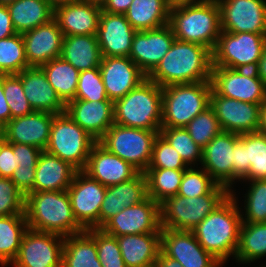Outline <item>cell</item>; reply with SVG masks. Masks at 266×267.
I'll list each match as a JSON object with an SVG mask.
<instances>
[{
    "label": "cell",
    "mask_w": 266,
    "mask_h": 267,
    "mask_svg": "<svg viewBox=\"0 0 266 267\" xmlns=\"http://www.w3.org/2000/svg\"><path fill=\"white\" fill-rule=\"evenodd\" d=\"M53 9L63 4H69L77 0H45Z\"/></svg>",
    "instance_id": "cell-60"
},
{
    "label": "cell",
    "mask_w": 266,
    "mask_h": 267,
    "mask_svg": "<svg viewBox=\"0 0 266 267\" xmlns=\"http://www.w3.org/2000/svg\"><path fill=\"white\" fill-rule=\"evenodd\" d=\"M230 194H204L182 197L178 194L160 204L161 228L192 231L213 212Z\"/></svg>",
    "instance_id": "cell-10"
},
{
    "label": "cell",
    "mask_w": 266,
    "mask_h": 267,
    "mask_svg": "<svg viewBox=\"0 0 266 267\" xmlns=\"http://www.w3.org/2000/svg\"><path fill=\"white\" fill-rule=\"evenodd\" d=\"M117 238L126 267H152L161 252V230L156 233L128 234Z\"/></svg>",
    "instance_id": "cell-30"
},
{
    "label": "cell",
    "mask_w": 266,
    "mask_h": 267,
    "mask_svg": "<svg viewBox=\"0 0 266 267\" xmlns=\"http://www.w3.org/2000/svg\"><path fill=\"white\" fill-rule=\"evenodd\" d=\"M239 138L247 146L249 162V172L240 182L266 179V135L253 132L240 134Z\"/></svg>",
    "instance_id": "cell-40"
},
{
    "label": "cell",
    "mask_w": 266,
    "mask_h": 267,
    "mask_svg": "<svg viewBox=\"0 0 266 267\" xmlns=\"http://www.w3.org/2000/svg\"><path fill=\"white\" fill-rule=\"evenodd\" d=\"M75 99L88 101H111L105 91L99 68L79 73Z\"/></svg>",
    "instance_id": "cell-47"
},
{
    "label": "cell",
    "mask_w": 266,
    "mask_h": 267,
    "mask_svg": "<svg viewBox=\"0 0 266 267\" xmlns=\"http://www.w3.org/2000/svg\"><path fill=\"white\" fill-rule=\"evenodd\" d=\"M211 90L210 81L162 87L161 128L185 127L210 107Z\"/></svg>",
    "instance_id": "cell-6"
},
{
    "label": "cell",
    "mask_w": 266,
    "mask_h": 267,
    "mask_svg": "<svg viewBox=\"0 0 266 267\" xmlns=\"http://www.w3.org/2000/svg\"><path fill=\"white\" fill-rule=\"evenodd\" d=\"M28 67L22 34L0 39V75L18 74Z\"/></svg>",
    "instance_id": "cell-41"
},
{
    "label": "cell",
    "mask_w": 266,
    "mask_h": 267,
    "mask_svg": "<svg viewBox=\"0 0 266 267\" xmlns=\"http://www.w3.org/2000/svg\"><path fill=\"white\" fill-rule=\"evenodd\" d=\"M258 132L266 135V101L260 107Z\"/></svg>",
    "instance_id": "cell-59"
},
{
    "label": "cell",
    "mask_w": 266,
    "mask_h": 267,
    "mask_svg": "<svg viewBox=\"0 0 266 267\" xmlns=\"http://www.w3.org/2000/svg\"><path fill=\"white\" fill-rule=\"evenodd\" d=\"M159 132L114 123L98 142L109 152L144 173L150 164L154 142Z\"/></svg>",
    "instance_id": "cell-8"
},
{
    "label": "cell",
    "mask_w": 266,
    "mask_h": 267,
    "mask_svg": "<svg viewBox=\"0 0 266 267\" xmlns=\"http://www.w3.org/2000/svg\"><path fill=\"white\" fill-rule=\"evenodd\" d=\"M99 70L108 99L113 103L147 78L129 57H102Z\"/></svg>",
    "instance_id": "cell-20"
},
{
    "label": "cell",
    "mask_w": 266,
    "mask_h": 267,
    "mask_svg": "<svg viewBox=\"0 0 266 267\" xmlns=\"http://www.w3.org/2000/svg\"><path fill=\"white\" fill-rule=\"evenodd\" d=\"M161 251L183 267H222L197 241L192 231L161 228Z\"/></svg>",
    "instance_id": "cell-17"
},
{
    "label": "cell",
    "mask_w": 266,
    "mask_h": 267,
    "mask_svg": "<svg viewBox=\"0 0 266 267\" xmlns=\"http://www.w3.org/2000/svg\"><path fill=\"white\" fill-rule=\"evenodd\" d=\"M28 224L25 214L0 216V265L9 266L17 257Z\"/></svg>",
    "instance_id": "cell-35"
},
{
    "label": "cell",
    "mask_w": 266,
    "mask_h": 267,
    "mask_svg": "<svg viewBox=\"0 0 266 267\" xmlns=\"http://www.w3.org/2000/svg\"><path fill=\"white\" fill-rule=\"evenodd\" d=\"M17 33L34 29L53 19L54 9L45 0H16L6 5Z\"/></svg>",
    "instance_id": "cell-33"
},
{
    "label": "cell",
    "mask_w": 266,
    "mask_h": 267,
    "mask_svg": "<svg viewBox=\"0 0 266 267\" xmlns=\"http://www.w3.org/2000/svg\"><path fill=\"white\" fill-rule=\"evenodd\" d=\"M3 90L10 107L11 119L33 112L23 92L21 78L17 74L3 75Z\"/></svg>",
    "instance_id": "cell-46"
},
{
    "label": "cell",
    "mask_w": 266,
    "mask_h": 267,
    "mask_svg": "<svg viewBox=\"0 0 266 267\" xmlns=\"http://www.w3.org/2000/svg\"><path fill=\"white\" fill-rule=\"evenodd\" d=\"M255 70L257 72V75L266 84V44L264 47L263 55L259 60L257 68Z\"/></svg>",
    "instance_id": "cell-58"
},
{
    "label": "cell",
    "mask_w": 266,
    "mask_h": 267,
    "mask_svg": "<svg viewBox=\"0 0 266 267\" xmlns=\"http://www.w3.org/2000/svg\"><path fill=\"white\" fill-rule=\"evenodd\" d=\"M234 188L231 194L193 230L199 244L223 266L229 257L235 256L240 226L241 207Z\"/></svg>",
    "instance_id": "cell-1"
},
{
    "label": "cell",
    "mask_w": 266,
    "mask_h": 267,
    "mask_svg": "<svg viewBox=\"0 0 266 267\" xmlns=\"http://www.w3.org/2000/svg\"><path fill=\"white\" fill-rule=\"evenodd\" d=\"M173 3L177 1H190V0H171Z\"/></svg>",
    "instance_id": "cell-64"
},
{
    "label": "cell",
    "mask_w": 266,
    "mask_h": 267,
    "mask_svg": "<svg viewBox=\"0 0 266 267\" xmlns=\"http://www.w3.org/2000/svg\"><path fill=\"white\" fill-rule=\"evenodd\" d=\"M176 149L183 161L191 167L202 163V148L189 135L185 127L161 128L159 132Z\"/></svg>",
    "instance_id": "cell-42"
},
{
    "label": "cell",
    "mask_w": 266,
    "mask_h": 267,
    "mask_svg": "<svg viewBox=\"0 0 266 267\" xmlns=\"http://www.w3.org/2000/svg\"><path fill=\"white\" fill-rule=\"evenodd\" d=\"M188 167L176 149L159 133L154 142L148 168L185 170Z\"/></svg>",
    "instance_id": "cell-48"
},
{
    "label": "cell",
    "mask_w": 266,
    "mask_h": 267,
    "mask_svg": "<svg viewBox=\"0 0 266 267\" xmlns=\"http://www.w3.org/2000/svg\"><path fill=\"white\" fill-rule=\"evenodd\" d=\"M266 256V223H242L234 256L241 264H250Z\"/></svg>",
    "instance_id": "cell-37"
},
{
    "label": "cell",
    "mask_w": 266,
    "mask_h": 267,
    "mask_svg": "<svg viewBox=\"0 0 266 267\" xmlns=\"http://www.w3.org/2000/svg\"><path fill=\"white\" fill-rule=\"evenodd\" d=\"M169 25L176 39L214 50L221 33L220 9L216 0L172 3Z\"/></svg>",
    "instance_id": "cell-3"
},
{
    "label": "cell",
    "mask_w": 266,
    "mask_h": 267,
    "mask_svg": "<svg viewBox=\"0 0 266 267\" xmlns=\"http://www.w3.org/2000/svg\"><path fill=\"white\" fill-rule=\"evenodd\" d=\"M16 33L7 6L0 5V39L13 36Z\"/></svg>",
    "instance_id": "cell-54"
},
{
    "label": "cell",
    "mask_w": 266,
    "mask_h": 267,
    "mask_svg": "<svg viewBox=\"0 0 266 267\" xmlns=\"http://www.w3.org/2000/svg\"><path fill=\"white\" fill-rule=\"evenodd\" d=\"M64 239L61 235L29 229L11 263L14 267H62Z\"/></svg>",
    "instance_id": "cell-12"
},
{
    "label": "cell",
    "mask_w": 266,
    "mask_h": 267,
    "mask_svg": "<svg viewBox=\"0 0 266 267\" xmlns=\"http://www.w3.org/2000/svg\"><path fill=\"white\" fill-rule=\"evenodd\" d=\"M233 185L235 182L241 181L249 172V162H247V146L239 138L233 149ZM236 180V181H235Z\"/></svg>",
    "instance_id": "cell-50"
},
{
    "label": "cell",
    "mask_w": 266,
    "mask_h": 267,
    "mask_svg": "<svg viewBox=\"0 0 266 267\" xmlns=\"http://www.w3.org/2000/svg\"><path fill=\"white\" fill-rule=\"evenodd\" d=\"M197 168L191 166L185 169L178 195L188 198L204 194H231L226 187L218 185L201 166Z\"/></svg>",
    "instance_id": "cell-39"
},
{
    "label": "cell",
    "mask_w": 266,
    "mask_h": 267,
    "mask_svg": "<svg viewBox=\"0 0 266 267\" xmlns=\"http://www.w3.org/2000/svg\"><path fill=\"white\" fill-rule=\"evenodd\" d=\"M107 187L78 171L67 192L77 222L86 230L99 228V213Z\"/></svg>",
    "instance_id": "cell-13"
},
{
    "label": "cell",
    "mask_w": 266,
    "mask_h": 267,
    "mask_svg": "<svg viewBox=\"0 0 266 267\" xmlns=\"http://www.w3.org/2000/svg\"><path fill=\"white\" fill-rule=\"evenodd\" d=\"M86 231L95 239L98 260L102 267H126L116 237L100 228H90Z\"/></svg>",
    "instance_id": "cell-45"
},
{
    "label": "cell",
    "mask_w": 266,
    "mask_h": 267,
    "mask_svg": "<svg viewBox=\"0 0 266 267\" xmlns=\"http://www.w3.org/2000/svg\"><path fill=\"white\" fill-rule=\"evenodd\" d=\"M221 31L266 34V0H216Z\"/></svg>",
    "instance_id": "cell-14"
},
{
    "label": "cell",
    "mask_w": 266,
    "mask_h": 267,
    "mask_svg": "<svg viewBox=\"0 0 266 267\" xmlns=\"http://www.w3.org/2000/svg\"><path fill=\"white\" fill-rule=\"evenodd\" d=\"M40 67L65 105L75 99L80 73L77 69L61 58L53 59Z\"/></svg>",
    "instance_id": "cell-36"
},
{
    "label": "cell",
    "mask_w": 266,
    "mask_h": 267,
    "mask_svg": "<svg viewBox=\"0 0 266 267\" xmlns=\"http://www.w3.org/2000/svg\"><path fill=\"white\" fill-rule=\"evenodd\" d=\"M133 0H106L102 7V11L112 14H125Z\"/></svg>",
    "instance_id": "cell-55"
},
{
    "label": "cell",
    "mask_w": 266,
    "mask_h": 267,
    "mask_svg": "<svg viewBox=\"0 0 266 267\" xmlns=\"http://www.w3.org/2000/svg\"><path fill=\"white\" fill-rule=\"evenodd\" d=\"M11 120L10 107L3 90V75H0V121L5 125Z\"/></svg>",
    "instance_id": "cell-56"
},
{
    "label": "cell",
    "mask_w": 266,
    "mask_h": 267,
    "mask_svg": "<svg viewBox=\"0 0 266 267\" xmlns=\"http://www.w3.org/2000/svg\"><path fill=\"white\" fill-rule=\"evenodd\" d=\"M210 82L212 90L226 98L254 104L266 101V84L256 70L212 66Z\"/></svg>",
    "instance_id": "cell-11"
},
{
    "label": "cell",
    "mask_w": 266,
    "mask_h": 267,
    "mask_svg": "<svg viewBox=\"0 0 266 267\" xmlns=\"http://www.w3.org/2000/svg\"><path fill=\"white\" fill-rule=\"evenodd\" d=\"M171 0H133L125 13L136 31L150 30L169 24Z\"/></svg>",
    "instance_id": "cell-32"
},
{
    "label": "cell",
    "mask_w": 266,
    "mask_h": 267,
    "mask_svg": "<svg viewBox=\"0 0 266 267\" xmlns=\"http://www.w3.org/2000/svg\"><path fill=\"white\" fill-rule=\"evenodd\" d=\"M261 105L226 98L211 90L210 107L224 132H258Z\"/></svg>",
    "instance_id": "cell-16"
},
{
    "label": "cell",
    "mask_w": 266,
    "mask_h": 267,
    "mask_svg": "<svg viewBox=\"0 0 266 267\" xmlns=\"http://www.w3.org/2000/svg\"><path fill=\"white\" fill-rule=\"evenodd\" d=\"M194 142L202 149L222 132L219 121L211 107L193 118L186 126Z\"/></svg>",
    "instance_id": "cell-44"
},
{
    "label": "cell",
    "mask_w": 266,
    "mask_h": 267,
    "mask_svg": "<svg viewBox=\"0 0 266 267\" xmlns=\"http://www.w3.org/2000/svg\"><path fill=\"white\" fill-rule=\"evenodd\" d=\"M65 113L97 142L114 124L112 101L74 99L65 105Z\"/></svg>",
    "instance_id": "cell-23"
},
{
    "label": "cell",
    "mask_w": 266,
    "mask_h": 267,
    "mask_svg": "<svg viewBox=\"0 0 266 267\" xmlns=\"http://www.w3.org/2000/svg\"><path fill=\"white\" fill-rule=\"evenodd\" d=\"M247 182L249 189L244 194L245 213H241L242 223H266V179Z\"/></svg>",
    "instance_id": "cell-43"
},
{
    "label": "cell",
    "mask_w": 266,
    "mask_h": 267,
    "mask_svg": "<svg viewBox=\"0 0 266 267\" xmlns=\"http://www.w3.org/2000/svg\"><path fill=\"white\" fill-rule=\"evenodd\" d=\"M27 63L30 67L41 66L60 58L64 34L57 21L49 22L22 33Z\"/></svg>",
    "instance_id": "cell-21"
},
{
    "label": "cell",
    "mask_w": 266,
    "mask_h": 267,
    "mask_svg": "<svg viewBox=\"0 0 266 267\" xmlns=\"http://www.w3.org/2000/svg\"><path fill=\"white\" fill-rule=\"evenodd\" d=\"M239 134L222 131L202 149L201 167L230 192L233 186L234 145Z\"/></svg>",
    "instance_id": "cell-19"
},
{
    "label": "cell",
    "mask_w": 266,
    "mask_h": 267,
    "mask_svg": "<svg viewBox=\"0 0 266 267\" xmlns=\"http://www.w3.org/2000/svg\"><path fill=\"white\" fill-rule=\"evenodd\" d=\"M101 5L77 0L54 8L53 18L64 36L97 35Z\"/></svg>",
    "instance_id": "cell-26"
},
{
    "label": "cell",
    "mask_w": 266,
    "mask_h": 267,
    "mask_svg": "<svg viewBox=\"0 0 266 267\" xmlns=\"http://www.w3.org/2000/svg\"><path fill=\"white\" fill-rule=\"evenodd\" d=\"M185 170L147 168L144 172L148 197L161 204L167 198L178 194Z\"/></svg>",
    "instance_id": "cell-38"
},
{
    "label": "cell",
    "mask_w": 266,
    "mask_h": 267,
    "mask_svg": "<svg viewBox=\"0 0 266 267\" xmlns=\"http://www.w3.org/2000/svg\"><path fill=\"white\" fill-rule=\"evenodd\" d=\"M83 172L106 187L131 180L139 173L131 164L109 152L99 142L91 148Z\"/></svg>",
    "instance_id": "cell-22"
},
{
    "label": "cell",
    "mask_w": 266,
    "mask_h": 267,
    "mask_svg": "<svg viewBox=\"0 0 266 267\" xmlns=\"http://www.w3.org/2000/svg\"><path fill=\"white\" fill-rule=\"evenodd\" d=\"M5 137V124L0 121V141Z\"/></svg>",
    "instance_id": "cell-61"
},
{
    "label": "cell",
    "mask_w": 266,
    "mask_h": 267,
    "mask_svg": "<svg viewBox=\"0 0 266 267\" xmlns=\"http://www.w3.org/2000/svg\"><path fill=\"white\" fill-rule=\"evenodd\" d=\"M175 39L169 24L156 29L136 31L129 58L148 76L169 51Z\"/></svg>",
    "instance_id": "cell-18"
},
{
    "label": "cell",
    "mask_w": 266,
    "mask_h": 267,
    "mask_svg": "<svg viewBox=\"0 0 266 267\" xmlns=\"http://www.w3.org/2000/svg\"><path fill=\"white\" fill-rule=\"evenodd\" d=\"M77 172L70 163L43 150L36 165L33 192L67 191Z\"/></svg>",
    "instance_id": "cell-29"
},
{
    "label": "cell",
    "mask_w": 266,
    "mask_h": 267,
    "mask_svg": "<svg viewBox=\"0 0 266 267\" xmlns=\"http://www.w3.org/2000/svg\"><path fill=\"white\" fill-rule=\"evenodd\" d=\"M17 168L16 154L13 153V143L0 141V177L11 179Z\"/></svg>",
    "instance_id": "cell-52"
},
{
    "label": "cell",
    "mask_w": 266,
    "mask_h": 267,
    "mask_svg": "<svg viewBox=\"0 0 266 267\" xmlns=\"http://www.w3.org/2000/svg\"><path fill=\"white\" fill-rule=\"evenodd\" d=\"M155 267H183L178 261L167 257L162 251L159 253Z\"/></svg>",
    "instance_id": "cell-57"
},
{
    "label": "cell",
    "mask_w": 266,
    "mask_h": 267,
    "mask_svg": "<svg viewBox=\"0 0 266 267\" xmlns=\"http://www.w3.org/2000/svg\"><path fill=\"white\" fill-rule=\"evenodd\" d=\"M100 229L114 237L156 233L161 230L160 204L148 197L142 203L126 207Z\"/></svg>",
    "instance_id": "cell-15"
},
{
    "label": "cell",
    "mask_w": 266,
    "mask_h": 267,
    "mask_svg": "<svg viewBox=\"0 0 266 267\" xmlns=\"http://www.w3.org/2000/svg\"><path fill=\"white\" fill-rule=\"evenodd\" d=\"M135 33L125 14L101 11L97 38L102 57H129Z\"/></svg>",
    "instance_id": "cell-24"
},
{
    "label": "cell",
    "mask_w": 266,
    "mask_h": 267,
    "mask_svg": "<svg viewBox=\"0 0 266 267\" xmlns=\"http://www.w3.org/2000/svg\"><path fill=\"white\" fill-rule=\"evenodd\" d=\"M96 142L66 113H62L53 117L45 151L70 163L78 171H83Z\"/></svg>",
    "instance_id": "cell-7"
},
{
    "label": "cell",
    "mask_w": 266,
    "mask_h": 267,
    "mask_svg": "<svg viewBox=\"0 0 266 267\" xmlns=\"http://www.w3.org/2000/svg\"><path fill=\"white\" fill-rule=\"evenodd\" d=\"M36 167L18 166L11 177V180L24 196L33 192Z\"/></svg>",
    "instance_id": "cell-53"
},
{
    "label": "cell",
    "mask_w": 266,
    "mask_h": 267,
    "mask_svg": "<svg viewBox=\"0 0 266 267\" xmlns=\"http://www.w3.org/2000/svg\"><path fill=\"white\" fill-rule=\"evenodd\" d=\"M14 1H16V0H0V5H7V4H10Z\"/></svg>",
    "instance_id": "cell-63"
},
{
    "label": "cell",
    "mask_w": 266,
    "mask_h": 267,
    "mask_svg": "<svg viewBox=\"0 0 266 267\" xmlns=\"http://www.w3.org/2000/svg\"><path fill=\"white\" fill-rule=\"evenodd\" d=\"M41 149L27 144L13 143L17 167H36Z\"/></svg>",
    "instance_id": "cell-51"
},
{
    "label": "cell",
    "mask_w": 266,
    "mask_h": 267,
    "mask_svg": "<svg viewBox=\"0 0 266 267\" xmlns=\"http://www.w3.org/2000/svg\"><path fill=\"white\" fill-rule=\"evenodd\" d=\"M83 1H86V2H89V3H95V4H98V5H103V3L106 1V0H83Z\"/></svg>",
    "instance_id": "cell-62"
},
{
    "label": "cell",
    "mask_w": 266,
    "mask_h": 267,
    "mask_svg": "<svg viewBox=\"0 0 266 267\" xmlns=\"http://www.w3.org/2000/svg\"><path fill=\"white\" fill-rule=\"evenodd\" d=\"M147 198V181L141 172L131 180L107 187L99 213V228L126 207L142 203Z\"/></svg>",
    "instance_id": "cell-27"
},
{
    "label": "cell",
    "mask_w": 266,
    "mask_h": 267,
    "mask_svg": "<svg viewBox=\"0 0 266 267\" xmlns=\"http://www.w3.org/2000/svg\"><path fill=\"white\" fill-rule=\"evenodd\" d=\"M55 114L42 111H33L25 116L12 118L5 125L4 140L8 143H20L46 149L50 129Z\"/></svg>",
    "instance_id": "cell-25"
},
{
    "label": "cell",
    "mask_w": 266,
    "mask_h": 267,
    "mask_svg": "<svg viewBox=\"0 0 266 267\" xmlns=\"http://www.w3.org/2000/svg\"><path fill=\"white\" fill-rule=\"evenodd\" d=\"M25 196L9 178L0 177V216L24 214Z\"/></svg>",
    "instance_id": "cell-49"
},
{
    "label": "cell",
    "mask_w": 266,
    "mask_h": 267,
    "mask_svg": "<svg viewBox=\"0 0 266 267\" xmlns=\"http://www.w3.org/2000/svg\"><path fill=\"white\" fill-rule=\"evenodd\" d=\"M266 44V34L221 31L212 51V66L255 70Z\"/></svg>",
    "instance_id": "cell-9"
},
{
    "label": "cell",
    "mask_w": 266,
    "mask_h": 267,
    "mask_svg": "<svg viewBox=\"0 0 266 267\" xmlns=\"http://www.w3.org/2000/svg\"><path fill=\"white\" fill-rule=\"evenodd\" d=\"M162 87L146 78L114 102V123L130 128L160 131Z\"/></svg>",
    "instance_id": "cell-5"
},
{
    "label": "cell",
    "mask_w": 266,
    "mask_h": 267,
    "mask_svg": "<svg viewBox=\"0 0 266 267\" xmlns=\"http://www.w3.org/2000/svg\"><path fill=\"white\" fill-rule=\"evenodd\" d=\"M17 75L21 78L23 92L33 111L55 115L65 113V104L49 84L41 67H28Z\"/></svg>",
    "instance_id": "cell-28"
},
{
    "label": "cell",
    "mask_w": 266,
    "mask_h": 267,
    "mask_svg": "<svg viewBox=\"0 0 266 267\" xmlns=\"http://www.w3.org/2000/svg\"><path fill=\"white\" fill-rule=\"evenodd\" d=\"M28 228L67 237L85 229L77 222L67 191H40L25 196Z\"/></svg>",
    "instance_id": "cell-4"
},
{
    "label": "cell",
    "mask_w": 266,
    "mask_h": 267,
    "mask_svg": "<svg viewBox=\"0 0 266 267\" xmlns=\"http://www.w3.org/2000/svg\"><path fill=\"white\" fill-rule=\"evenodd\" d=\"M60 58L79 72L99 68L102 54L97 35L64 36Z\"/></svg>",
    "instance_id": "cell-31"
},
{
    "label": "cell",
    "mask_w": 266,
    "mask_h": 267,
    "mask_svg": "<svg viewBox=\"0 0 266 267\" xmlns=\"http://www.w3.org/2000/svg\"><path fill=\"white\" fill-rule=\"evenodd\" d=\"M62 267H102L95 239L86 230L65 237Z\"/></svg>",
    "instance_id": "cell-34"
},
{
    "label": "cell",
    "mask_w": 266,
    "mask_h": 267,
    "mask_svg": "<svg viewBox=\"0 0 266 267\" xmlns=\"http://www.w3.org/2000/svg\"><path fill=\"white\" fill-rule=\"evenodd\" d=\"M212 52L199 44L175 39L157 67L147 76L160 87L210 81Z\"/></svg>",
    "instance_id": "cell-2"
}]
</instances>
